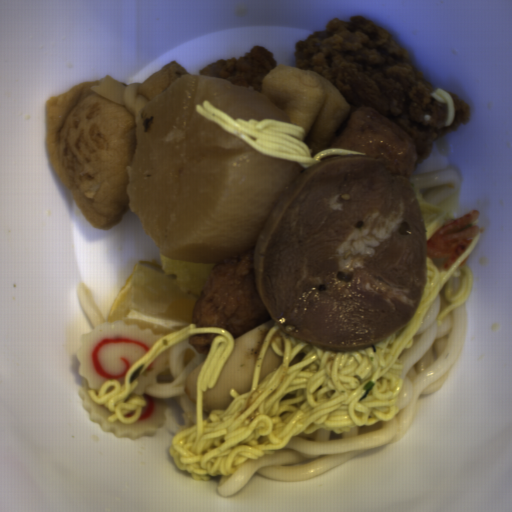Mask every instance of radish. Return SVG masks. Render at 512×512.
<instances>
[{
	"instance_id": "obj_1",
	"label": "radish",
	"mask_w": 512,
	"mask_h": 512,
	"mask_svg": "<svg viewBox=\"0 0 512 512\" xmlns=\"http://www.w3.org/2000/svg\"><path fill=\"white\" fill-rule=\"evenodd\" d=\"M205 101L234 121L291 123L250 85L183 74L137 115L125 192L128 209L162 254L218 265L258 246L278 200L305 168L262 154L202 117L196 105Z\"/></svg>"
}]
</instances>
